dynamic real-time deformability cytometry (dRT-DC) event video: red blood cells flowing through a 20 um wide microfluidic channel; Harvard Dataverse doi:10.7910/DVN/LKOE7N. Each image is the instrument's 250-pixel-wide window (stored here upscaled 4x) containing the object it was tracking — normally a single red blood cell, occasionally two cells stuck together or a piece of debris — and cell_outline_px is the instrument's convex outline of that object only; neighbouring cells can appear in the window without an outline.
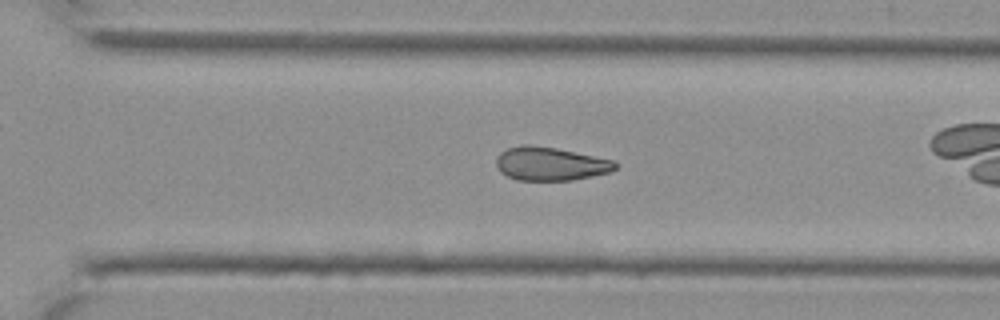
{"species": "Egyptian fruit bat (a non-hibernating species)", "species_latin": "Rousettus aegyptiacus", "temperature_condition": "cold", "stored_images_in_passage": 28, "camera_frame_rate_fps": 3000, "um_per_image_px": 0.085, "animal": {"sex": "female"}, "frame": {"image": 1, "passage_image": 16, "time_ms": 5.0, "image_size_px": [1000, 320], "cell_outline_px": [[620, 164], [612, 172], [572, 180], [516, 180], [500, 172], [496, 164], [496, 156], [500, 152], [508, 148], [524, 144], [528, 144], [556, 148], [616, 160]], "centroid_in_image_um": [46.82, 13.92], "position_along_channel_um": 323.8, "area_um2": 23.47}}